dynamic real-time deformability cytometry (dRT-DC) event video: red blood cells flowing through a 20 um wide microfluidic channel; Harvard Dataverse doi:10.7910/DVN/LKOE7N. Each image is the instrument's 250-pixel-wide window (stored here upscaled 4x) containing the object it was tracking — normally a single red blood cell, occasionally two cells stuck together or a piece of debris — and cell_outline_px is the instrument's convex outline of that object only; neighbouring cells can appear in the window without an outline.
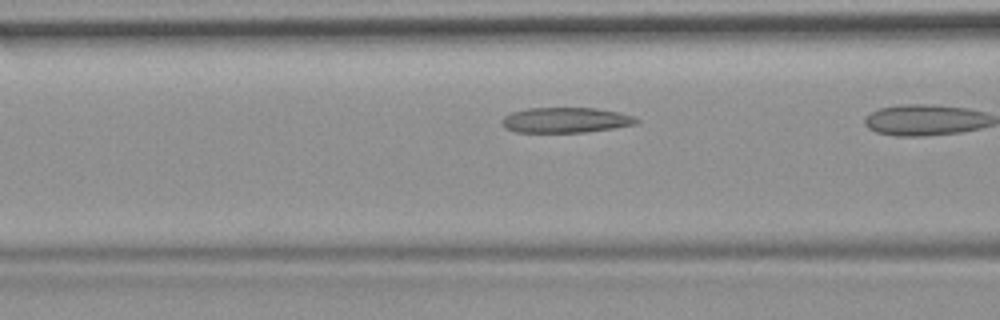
{"species": "common noctule bat (a hibernating species)", "species_latin": "Nyctalus noctula", "temperature_condition": "room temperature", "stored_images_in_passage": 11, "camera_frame_rate_fps": 3000, "um_per_image_px": 0.085, "animal": {"sex": "female", "body_mass_g": 19.9}, "frame": {"image": 1, "passage_image": 10, "time_ms": 3.0, "image_size_px": [1000, 320], "cell_outline_px": [[640, 120], [636, 124], [612, 128], [584, 132], [516, 132], [504, 128], [500, 124], [500, 120], [504, 116], [512, 112], [528, 108], [596, 108], [616, 112], [632, 116]], "centroid_in_image_um": [48.01, 10.21], "position_along_channel_um": 118.6, "area_um2": 19.77}}